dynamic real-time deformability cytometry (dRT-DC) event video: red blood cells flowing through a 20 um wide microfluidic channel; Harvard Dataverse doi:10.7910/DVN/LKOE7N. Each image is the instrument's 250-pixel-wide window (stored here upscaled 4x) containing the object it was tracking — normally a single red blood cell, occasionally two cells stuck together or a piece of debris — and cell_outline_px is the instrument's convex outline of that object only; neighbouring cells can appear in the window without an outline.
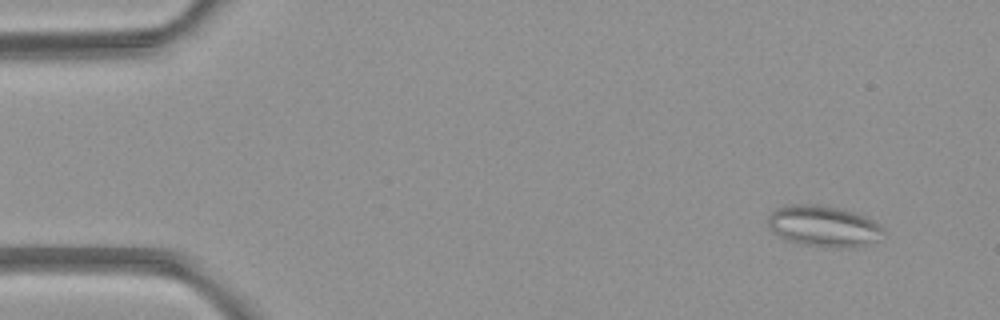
{"species": "common noctule bat (a hibernating species)", "species_latin": "Nyctalus noctula", "temperature_condition": "room temperature", "stored_images_in_passage": 5, "camera_frame_rate_fps": 3000, "um_per_image_px": 0.085, "animal": {"sex": "female", "body_mass_g": 21.9}, "frame": {"image": 1, "passage_image": 1, "time_ms": 0.0, "image_size_px": [1000, 320], "cell_outline_px": [[884, 232], [876, 240], [856, 248], [840, 248], [804, 244], [788, 240], [772, 232], [768, 228], [768, 216], [776, 208], [784, 204], [816, 204], [840, 208], [864, 216], [872, 220]], "centroid_in_image_um": [69.94, 19.21], "position_along_channel_um": 15.1, "area_um2": 27.46}}